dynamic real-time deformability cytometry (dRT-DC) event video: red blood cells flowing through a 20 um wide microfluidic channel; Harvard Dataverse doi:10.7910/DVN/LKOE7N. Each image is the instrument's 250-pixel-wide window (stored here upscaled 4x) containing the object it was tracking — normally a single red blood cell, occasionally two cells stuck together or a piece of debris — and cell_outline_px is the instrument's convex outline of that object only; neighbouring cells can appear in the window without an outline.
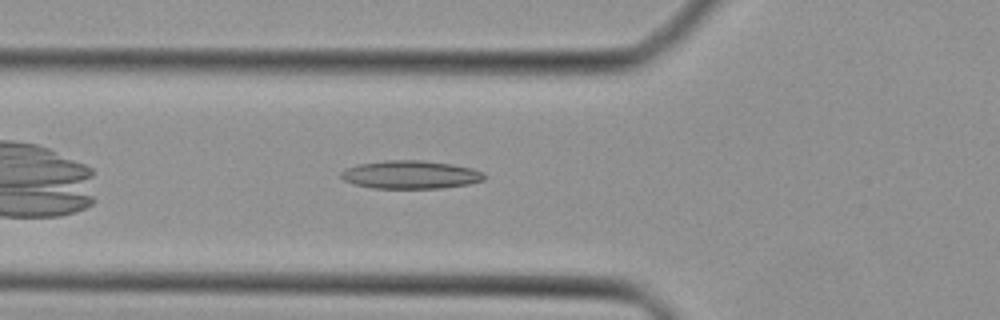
{"species": "Egyptian fruit bat (a non-hibernating species)", "species_latin": "Rousettus aegyptiacus", "temperature_condition": "cold", "stored_images_in_passage": 34, "camera_frame_rate_fps": 3000, "um_per_image_px": 0.085, "animal": {"sex": "female"}, "frame": {"image": 1, "passage_image": 5, "time_ms": 1.333, "image_size_px": [1000, 320], "cell_outline_px": [[484, 180], [468, 184], [440, 188], [372, 188], [356, 184], [344, 180], [340, 176], [340, 172], [356, 164], [384, 160], [420, 160], [452, 164], [472, 168], [484, 172]], "centroid_in_image_um": [34.89, 14.84], "position_along_channel_um": 90.9, "area_um2": 23.47}}
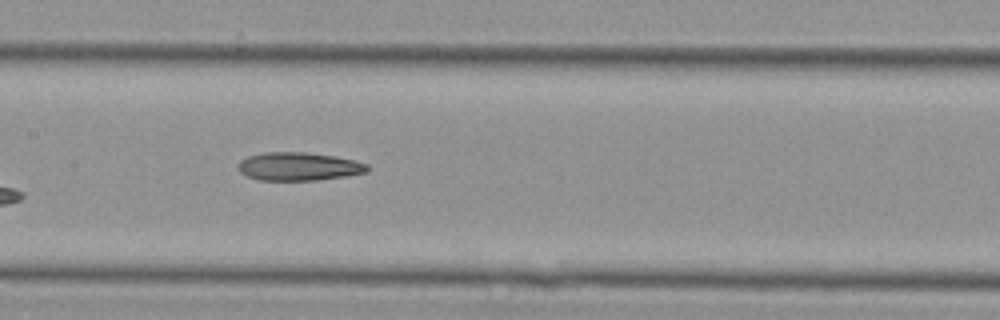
{"frame": {"image": 2, "passage_image": 11, "time_ms": 3.333, "image_size_px": [1000, 320], "cell_outline_px": [[368, 172], [348, 176], [316, 180], [260, 180], [248, 176], [240, 172], [236, 168], [240, 160], [248, 156], [264, 152], [308, 152], [336, 156], [356, 160], [368, 164]], "centroid_in_image_um": [25.41, 14.14], "position_along_channel_um": 182.0, "area_um2": 21.5}}
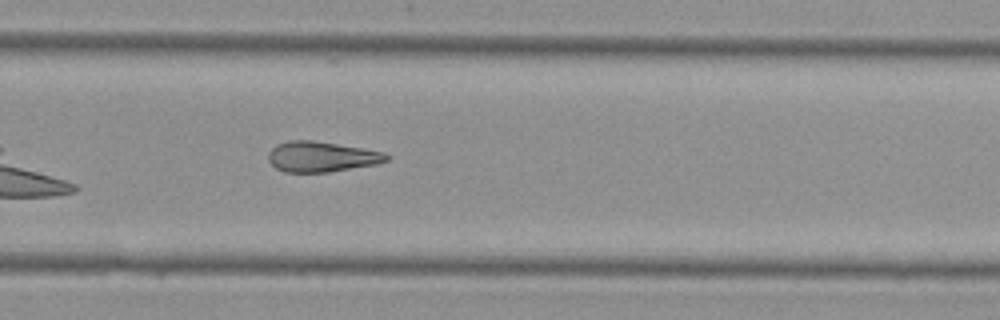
{"frame": {"image": 3, "passage_image": 19, "time_ms": 6.0, "image_size_px": [1000, 320], "cell_outline_px": [[388, 160], [380, 164], [328, 172], [284, 172], [276, 168], [268, 160], [268, 152], [276, 144], [288, 140], [312, 140], [364, 148], [384, 152], [388, 156]], "centroid_in_image_um": [27.33, 13.32], "position_along_channel_um": 302.5, "area_um2": 21.1}}